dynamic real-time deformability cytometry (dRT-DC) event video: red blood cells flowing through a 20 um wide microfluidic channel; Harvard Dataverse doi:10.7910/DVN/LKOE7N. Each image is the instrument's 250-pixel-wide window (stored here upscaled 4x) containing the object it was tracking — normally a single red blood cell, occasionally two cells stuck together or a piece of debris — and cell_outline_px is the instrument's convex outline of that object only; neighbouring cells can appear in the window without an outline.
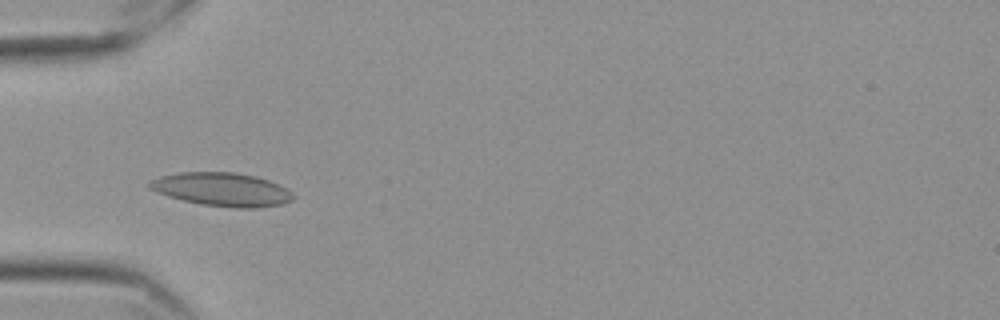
{"species": "Egyptian fruit bat (a non-hibernating species)", "species_latin": "Rousettus aegyptiacus", "temperature_condition": "cold", "stored_images_in_passage": 35, "camera_frame_rate_fps": 3000, "um_per_image_px": 0.085, "frame": {"image": 1, "passage_image": 7, "time_ms": 2.0, "image_size_px": [1000, 320], "cell_outline_px": [[296, 196], [292, 200], [280, 204], [256, 208], [236, 208], [200, 204], [168, 196], [156, 192], [148, 188], [148, 180], [160, 176], [180, 172], [236, 172], [256, 176], [268, 180], [288, 188]], "centroid_in_image_um": [18.86, 16.09], "position_along_channel_um": 66.1, "area_um2": 28.21}}
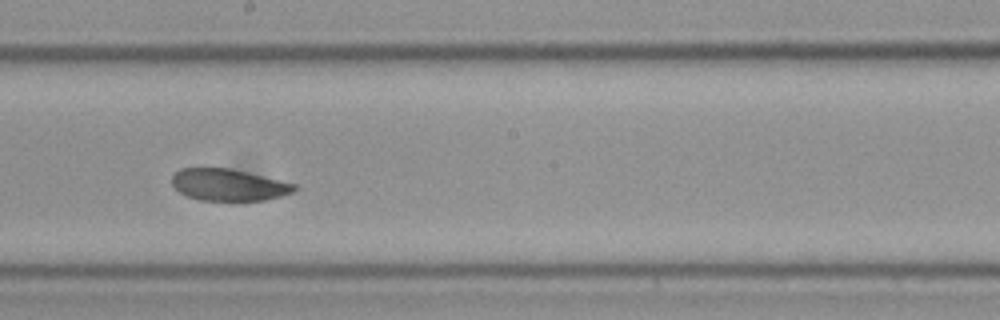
{"frame": {"image": 2, "passage_image": 21, "time_ms": 6.667, "image_size_px": [1000, 320], "cell_outline_px": [[296, 188], [292, 192], [280, 196], [264, 200], [200, 200], [188, 196], [180, 192], [172, 184], [172, 176], [180, 168], [228, 168], [296, 184]], "centroid_in_image_um": [19.39, 15.71], "position_along_channel_um": 228.8, "area_um2": 22.25}}
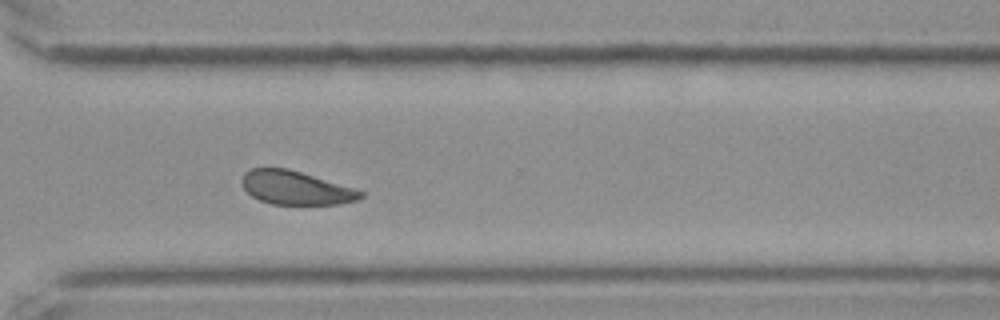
{"frame": {"image": 3, "passage_image": 31, "time_ms": 10.0, "image_size_px": [1000, 320], "cell_outline_px": [[364, 196], [356, 200], [340, 204], [272, 204], [260, 200], [252, 196], [244, 188], [240, 180], [244, 172], [252, 168], [288, 168], [352, 188], [364, 192]], "centroid_in_image_um": [25.09, 15.96], "position_along_channel_um": 345.5, "area_um2": 23.0}, "authors_computed_cell_mechanics": {"area_um2": 24.5072, "velocity_mm_per_s": 3.5016, "shape_relaxation_time_tau1_ms": null, "shape_relaxation_time_tau2_ms": 6.2347, "deformation_change_tau1": null, "deformation_change_tau2": 0.104}}